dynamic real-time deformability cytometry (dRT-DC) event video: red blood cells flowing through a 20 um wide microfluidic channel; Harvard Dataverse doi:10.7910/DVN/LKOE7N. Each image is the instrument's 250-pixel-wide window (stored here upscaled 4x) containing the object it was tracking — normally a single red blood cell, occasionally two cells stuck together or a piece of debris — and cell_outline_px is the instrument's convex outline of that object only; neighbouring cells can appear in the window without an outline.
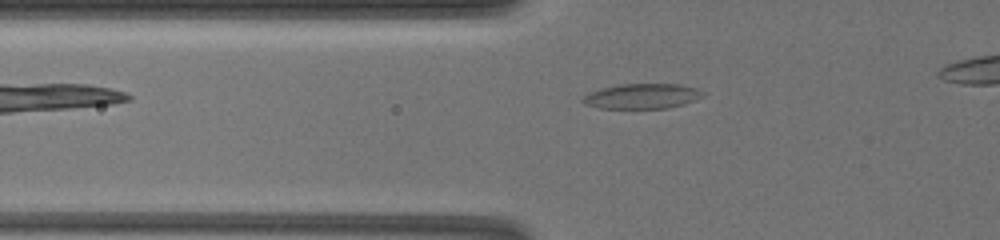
{"species": "common noctule bat (a hibernating species)", "species_latin": "Nyctalus noctula", "temperature_condition": "warm", "stored_images_in_passage": 13, "segment_of_instrument_passage": [1, 2], "camera_frame_rate_fps": 3000, "um_per_image_px": 0.085, "animal": {"sex": "female", "body_mass_g": 19.5, "forearm_length_mm": 54.1}, "frame": {"image": 1, "passage_image": 11, "time_ms": 5.333, "image_size_px": [1000, 240], "cell_outline_px": [[704, 92], [696, 100], [684, 104], [668, 108], [600, 108], [584, 104], [580, 100], [584, 96], [592, 92], [604, 88], [620, 84], [680, 84], [696, 88]], "centroid_in_image_um": [54.59, 8.18], "position_along_channel_um": 71.2, "area_um2": 17.34}}